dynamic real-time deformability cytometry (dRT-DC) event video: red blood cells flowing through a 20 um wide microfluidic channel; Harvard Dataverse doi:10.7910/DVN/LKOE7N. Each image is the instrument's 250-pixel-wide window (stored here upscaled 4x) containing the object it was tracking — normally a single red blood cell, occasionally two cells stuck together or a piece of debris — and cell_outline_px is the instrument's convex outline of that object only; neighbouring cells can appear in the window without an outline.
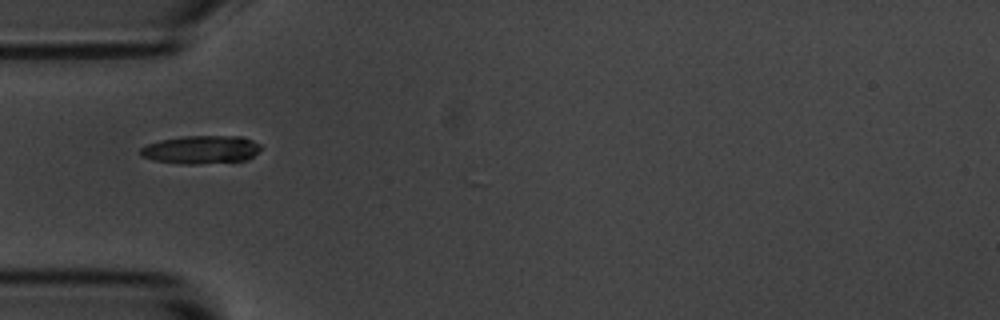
{"species": "common noctule bat (a hibernating species)", "species_latin": "Nyctalus noctula", "temperature_condition": "room temperature", "stored_images_in_passage": 6, "camera_frame_rate_fps": 3000, "um_per_image_px": 0.085, "animal": {"sex": "male", "body_mass_g": 20.1, "forearm_length_mm": 53.5}, "frame": {"image": 1, "passage_image": 4, "time_ms": 1.0, "image_size_px": [1000, 320], "cell_outline_px": [[264, 148], [248, 160], [200, 164], [180, 164], [156, 160], [140, 156], [140, 148], [148, 144], [160, 140], [184, 136], [240, 136], [252, 140], [260, 144]], "centroid_in_image_um": [17.14, 12.72], "position_along_channel_um": 67.9, "area_um2": 19.94}}